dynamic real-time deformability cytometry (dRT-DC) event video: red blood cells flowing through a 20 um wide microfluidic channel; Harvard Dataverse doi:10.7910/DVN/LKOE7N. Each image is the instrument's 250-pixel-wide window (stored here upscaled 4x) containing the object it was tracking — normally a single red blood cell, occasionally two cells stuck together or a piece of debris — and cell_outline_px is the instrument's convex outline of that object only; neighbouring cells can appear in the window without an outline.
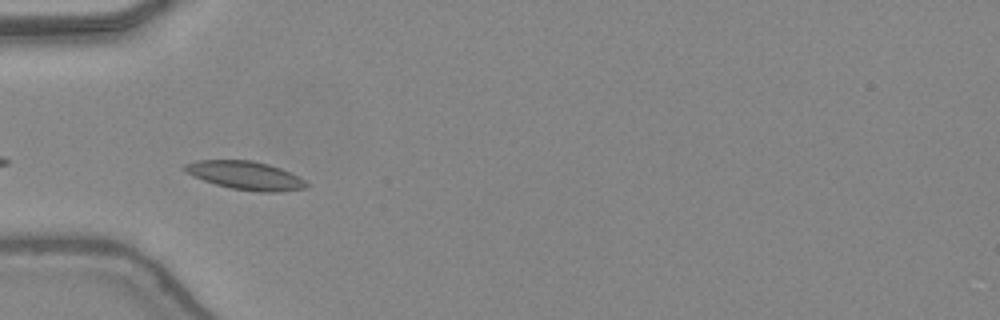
{"species": "common noctule bat (a hibernating species)", "species_latin": "Nyctalus noctula", "temperature_condition": "warm", "stored_images_in_passage": 7, "camera_frame_rate_fps": 3000, "um_per_image_px": 0.085, "animal": {"sex": "female", "body_mass_g": 24.6, "forearm_length_mm": 56.2}, "frame": {"image": 1, "passage_image": 2, "time_ms": 0.333, "image_size_px": [1000, 320], "cell_outline_px": [[308, 188], [280, 192], [260, 192], [232, 188], [216, 184], [192, 176], [180, 168], [184, 164], [196, 160], [252, 160], [268, 164], [280, 168], [304, 180], [308, 184]], "centroid_in_image_um": [20.83, 14.91], "position_along_channel_um": 64.2, "area_um2": 20.11}}
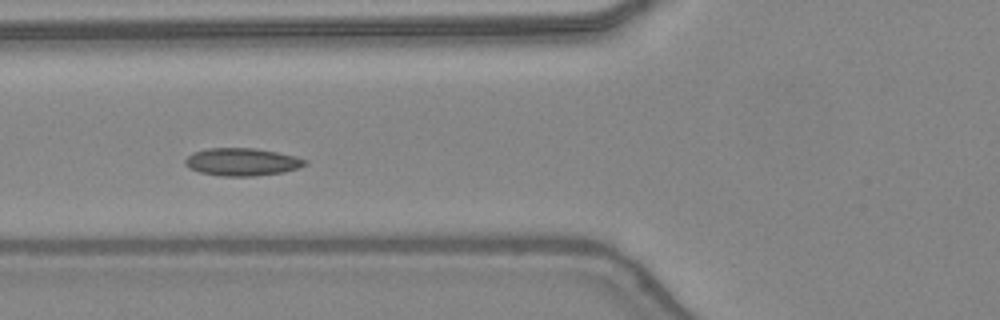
{"frame": {"image": 2, "passage_image": 5, "time_ms": 1.333, "image_size_px": [1000, 320], "cell_outline_px": [[308, 164], [284, 172], [252, 176], [220, 176], [200, 172], [188, 168], [184, 164], [184, 160], [192, 152], [208, 148], [256, 148], [296, 156], [308, 160]], "centroid_in_image_um": [20.55, 13.76], "position_along_channel_um": 105.2, "area_um2": 19.42}}